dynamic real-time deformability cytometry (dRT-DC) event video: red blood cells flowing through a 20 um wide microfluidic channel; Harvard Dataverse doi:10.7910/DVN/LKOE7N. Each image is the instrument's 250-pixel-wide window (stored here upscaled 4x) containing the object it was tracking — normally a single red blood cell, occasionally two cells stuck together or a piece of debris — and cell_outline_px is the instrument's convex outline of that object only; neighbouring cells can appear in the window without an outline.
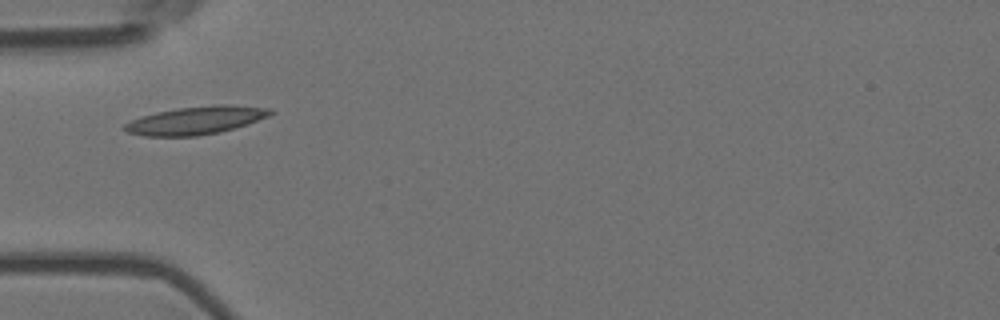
{"species": "Egyptian fruit bat (a non-hibernating species)", "species_latin": "Rousettus aegyptiacus", "temperature_condition": "room temperature", "stored_images_in_passage": 5, "camera_frame_rate_fps": 3000, "um_per_image_px": 0.085, "animal": {"sex": "female"}, "frame": {"image": 1, "passage_image": 1, "time_ms": 0.0, "image_size_px": [1000, 320], "cell_outline_px": [[276, 112], [268, 116], [220, 132], [196, 136], [144, 136], [128, 132], [124, 128], [124, 124], [140, 116], [156, 112], [180, 108], [216, 104], [224, 104], [272, 108]], "centroid_in_image_um": [16.65, 10.22], "position_along_channel_um": 68.4, "area_um2": 23.52}}
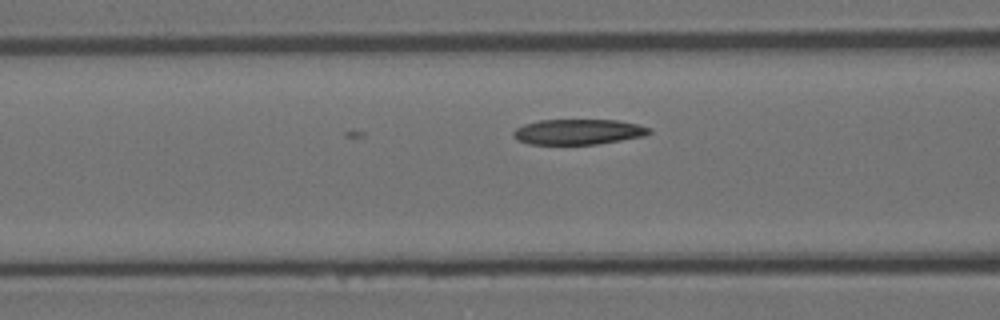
{"frame": {"image": 2, "passage_image": 5, "time_ms": 1.333, "image_size_px": [1000, 320], "cell_outline_px": [[652, 132], [644, 136], [596, 144], [528, 144], [516, 140], [512, 136], [512, 132], [516, 128], [524, 124], [540, 120], [620, 120], [652, 128]], "centroid_in_image_um": [49.13, 11.2], "position_along_channel_um": 117.5, "area_um2": 20.17}}